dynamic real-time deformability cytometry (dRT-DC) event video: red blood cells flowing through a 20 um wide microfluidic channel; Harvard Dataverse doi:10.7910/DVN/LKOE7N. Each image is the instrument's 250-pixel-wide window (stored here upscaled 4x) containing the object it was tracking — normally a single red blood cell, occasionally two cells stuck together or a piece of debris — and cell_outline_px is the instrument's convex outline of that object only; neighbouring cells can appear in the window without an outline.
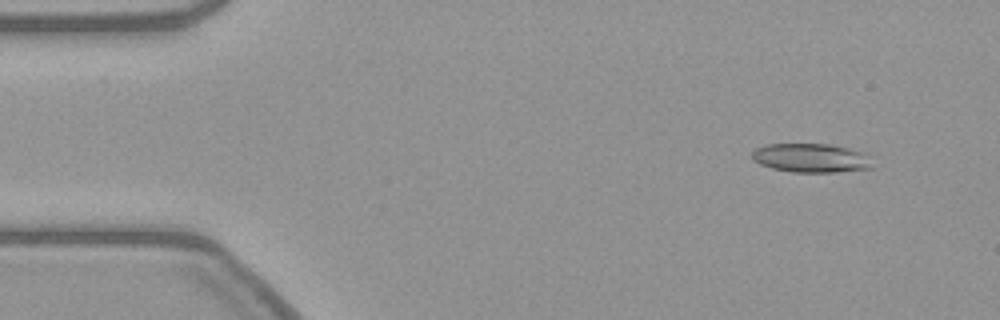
{"species": "common noctule bat (a hibernating species)", "species_latin": "Nyctalus noctula", "temperature_condition": "warm", "stored_images_in_passage": 39, "camera_frame_rate_fps": 3000, "um_per_image_px": 0.085, "animal": {"sex": "female", "body_mass_g": 21.9}, "frame": {"image": 1, "passage_image": 5, "time_ms": 1.333, "image_size_px": [1000, 320], "cell_outline_px": [[872, 168], [836, 172], [792, 172], [772, 168], [760, 164], [752, 160], [752, 152], [756, 148], [764, 144], [828, 144], [848, 148], [864, 152]], "centroid_in_image_um": [68.88, 13.42], "position_along_channel_um": 16.1, "area_um2": 20.17}}
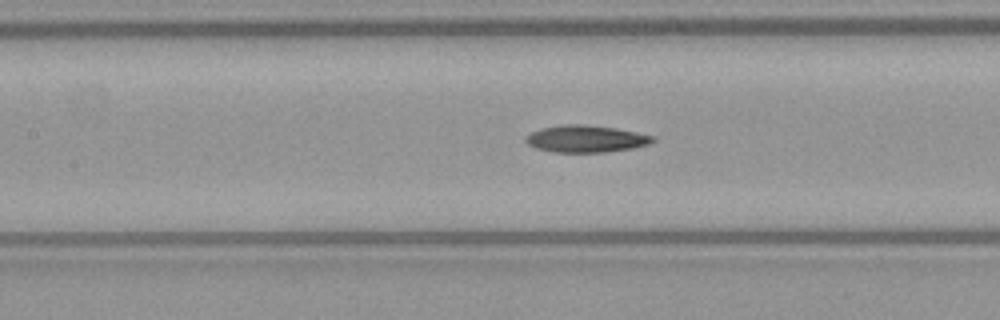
{"frame": {"image": 2, "passage_image": 24, "time_ms": 7.667, "image_size_px": [1000, 320], "cell_outline_px": [[656, 140], [648, 144], [632, 148], [608, 152], [552, 152], [536, 148], [528, 144], [524, 140], [532, 132], [540, 128], [564, 124], [584, 124], [616, 128], [656, 136]], "centroid_in_image_um": [49.82, 11.8], "position_along_channel_um": 157.6, "area_um2": 20.06}}
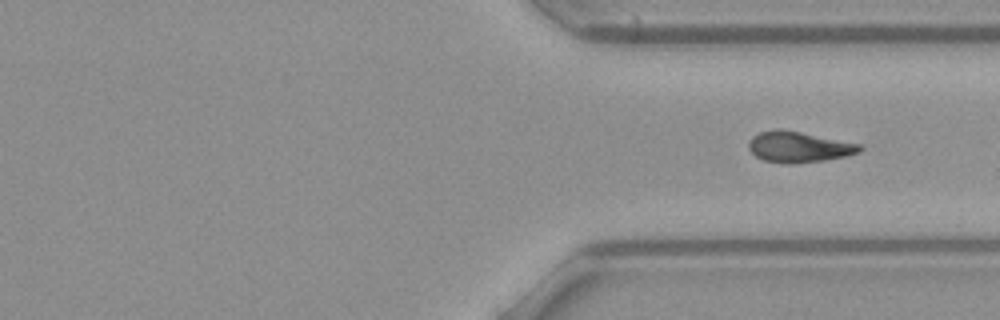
{"frame": {"image": 3, "passage_image": 39, "time_ms": 12.667, "image_size_px": [1000, 320], "cell_outline_px": [[864, 148], [860, 152], [844, 156], [824, 160], [792, 164], [784, 164], [764, 160], [756, 156], [748, 148], [748, 140], [752, 136], [760, 132], [776, 128], [780, 128], [860, 144]], "centroid_in_image_um": [67.86, 12.49], "position_along_channel_um": 343.5, "area_um2": 19.94}}